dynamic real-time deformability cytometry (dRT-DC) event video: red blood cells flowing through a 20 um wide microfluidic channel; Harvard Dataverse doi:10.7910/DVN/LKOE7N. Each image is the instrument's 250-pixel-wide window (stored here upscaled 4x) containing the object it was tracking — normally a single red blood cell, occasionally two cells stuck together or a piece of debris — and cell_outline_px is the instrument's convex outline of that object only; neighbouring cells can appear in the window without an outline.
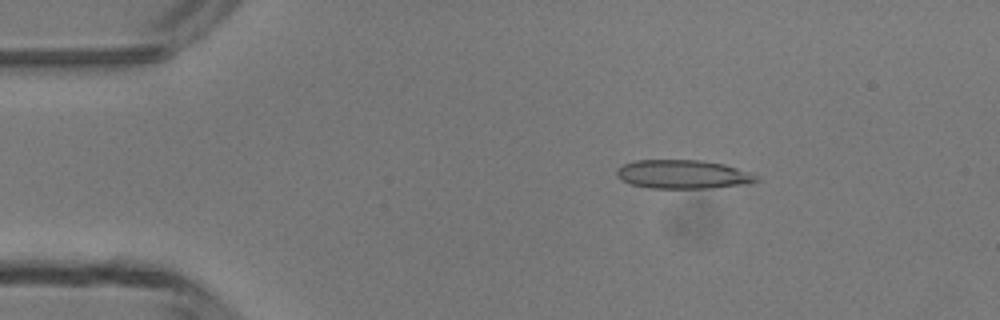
{"species": "common noctule bat (a hibernating species)", "species_latin": "Nyctalus noctula", "temperature_condition": "room temperature", "stored_images_in_passage": 5, "camera_frame_rate_fps": 3000, "um_per_image_px": 0.085, "animal": {"sex": "male", "body_mass_g": 13.3}, "frame": {"image": 1, "passage_image": 3, "time_ms": 2.333, "image_size_px": [1000, 320], "cell_outline_px": [[760, 180], [752, 184], [712, 188], [648, 188], [632, 184], [620, 180], [616, 176], [616, 168], [624, 164], [636, 160], [700, 160], [724, 164], [752, 172]], "centroid_in_image_um": [58.08, 14.82], "position_along_channel_um": 26.9, "area_um2": 23.76}}
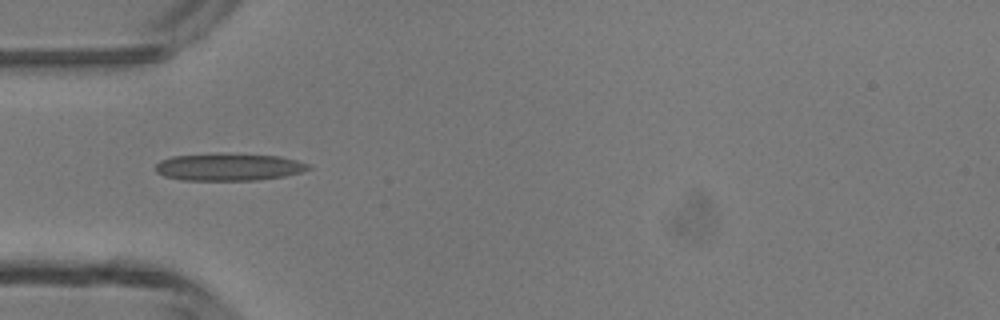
{"frame": {"image": 2, "passage_image": 5, "time_ms": 4.667, "image_size_px": [1000, 320], "cell_outline_px": [[312, 168], [300, 172], [284, 176], [256, 180], [180, 180], [164, 176], [156, 172], [156, 164], [160, 160], [172, 156], [280, 156], [296, 160], [308, 164]], "centroid_in_image_um": [19.43, 14.24], "position_along_channel_um": 65.6, "area_um2": 23.12}}